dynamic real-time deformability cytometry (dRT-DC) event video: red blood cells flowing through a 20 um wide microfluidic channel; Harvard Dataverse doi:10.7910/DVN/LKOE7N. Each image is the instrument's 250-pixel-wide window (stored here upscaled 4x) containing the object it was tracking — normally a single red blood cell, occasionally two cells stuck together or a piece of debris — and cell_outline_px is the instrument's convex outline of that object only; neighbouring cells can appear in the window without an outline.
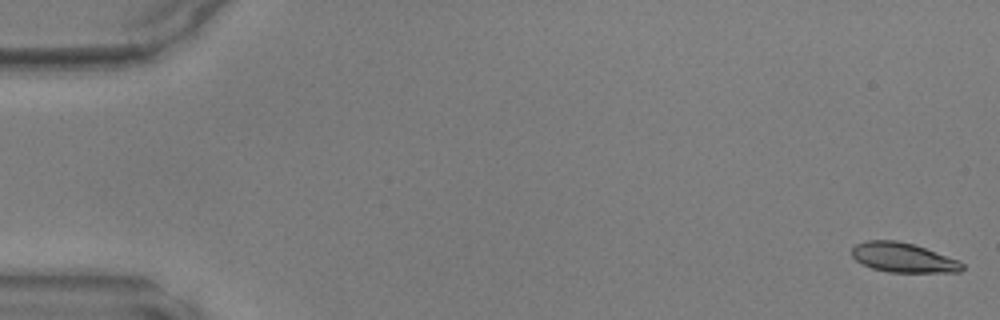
{"species": "common noctule bat (a hibernating species)", "species_latin": "Nyctalus noctula", "temperature_condition": "warm", "stored_images_in_passage": 11, "camera_frame_rate_fps": 3000, "um_per_image_px": 0.085, "animal": {"sex": "male", "body_mass_g": 17.9, "forearm_length_mm": 54.2}, "frame": {"image": 1, "passage_image": 1, "time_ms": 0.0, "image_size_px": [1000, 320], "cell_outline_px": [[964, 268], [960, 272], [888, 272], [872, 268], [856, 260], [852, 256], [852, 248], [856, 244], [868, 240], [896, 240], [912, 244], [960, 260], [964, 264]], "centroid_in_image_um": [76.79, 21.9], "position_along_channel_um": 8.2, "area_um2": 18.9}}